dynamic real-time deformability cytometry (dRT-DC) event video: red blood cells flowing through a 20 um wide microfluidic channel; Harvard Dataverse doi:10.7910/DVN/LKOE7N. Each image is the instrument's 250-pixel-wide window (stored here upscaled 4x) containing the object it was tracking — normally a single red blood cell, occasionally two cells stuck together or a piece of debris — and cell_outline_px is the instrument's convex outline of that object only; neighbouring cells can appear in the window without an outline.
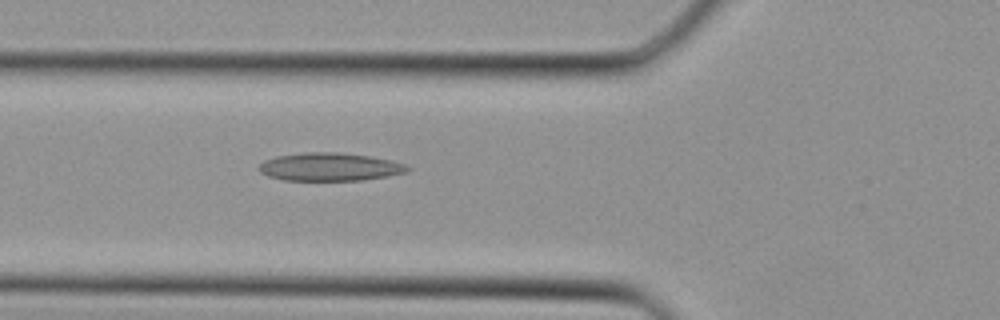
{"species": "Egyptian fruit bat (a non-hibernating species)", "species_latin": "Rousettus aegyptiacus", "temperature_condition": "cold", "stored_images_in_passage": 31, "camera_frame_rate_fps": 3000, "um_per_image_px": 0.085, "animal": {"sex": "female"}, "frame": {"image": 1, "passage_image": 8, "time_ms": 2.333, "image_size_px": [1000, 320], "cell_outline_px": [[412, 168], [408, 172], [388, 176], [364, 180], [284, 180], [268, 176], [260, 172], [260, 164], [264, 160], [276, 156], [304, 152], [336, 152], [368, 156], [392, 160], [404, 164]], "centroid_in_image_um": [28.05, 14.18], "position_along_channel_um": 97.7, "area_um2": 24.28}}
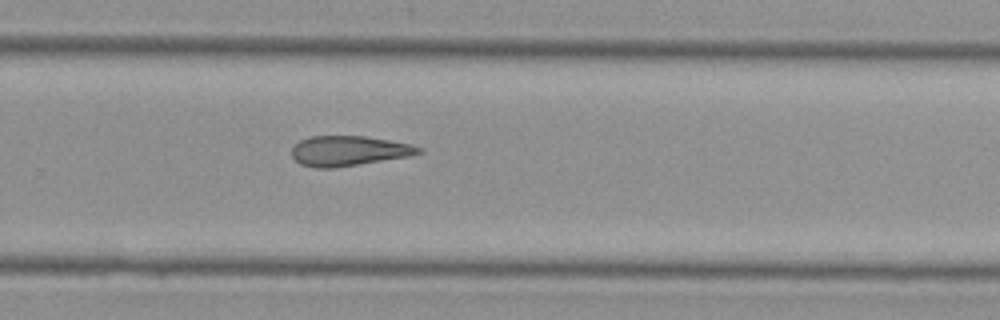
{"frame": {"image": 2, "passage_image": 19, "time_ms": 6.0, "image_size_px": [1000, 320], "cell_outline_px": [[424, 152], [408, 156], [332, 168], [316, 168], [300, 164], [292, 156], [292, 148], [300, 140], [308, 136], [364, 136], [412, 144], [424, 148]], "centroid_in_image_um": [29.64, 12.81], "position_along_channel_um": 300.2, "area_um2": 22.08}}
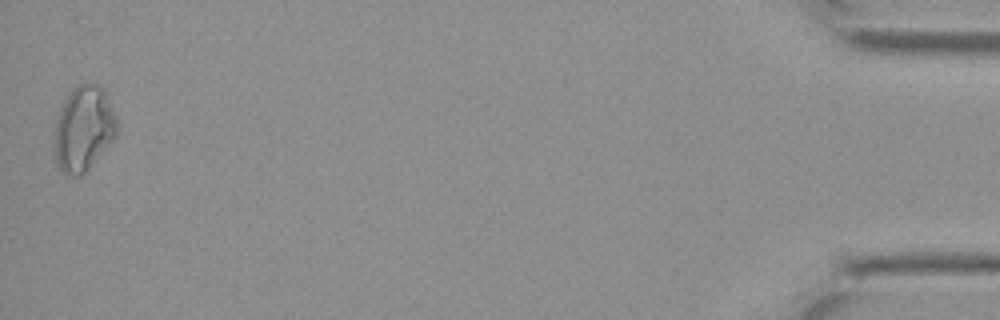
{"frame": {"image": 3, "passage_image": 31, "time_ms": 10.0, "image_size_px": [1000, 320], "cell_outline_px": [[116, 136], [88, 168], [80, 176], [64, 176], [56, 160], [56, 120], [64, 100], [72, 88], [80, 84], [96, 84], [104, 92], [116, 120]], "centroid_in_image_um": [7.08, 10.95], "position_along_channel_um": 428.1, "area_um2": 30.0}}